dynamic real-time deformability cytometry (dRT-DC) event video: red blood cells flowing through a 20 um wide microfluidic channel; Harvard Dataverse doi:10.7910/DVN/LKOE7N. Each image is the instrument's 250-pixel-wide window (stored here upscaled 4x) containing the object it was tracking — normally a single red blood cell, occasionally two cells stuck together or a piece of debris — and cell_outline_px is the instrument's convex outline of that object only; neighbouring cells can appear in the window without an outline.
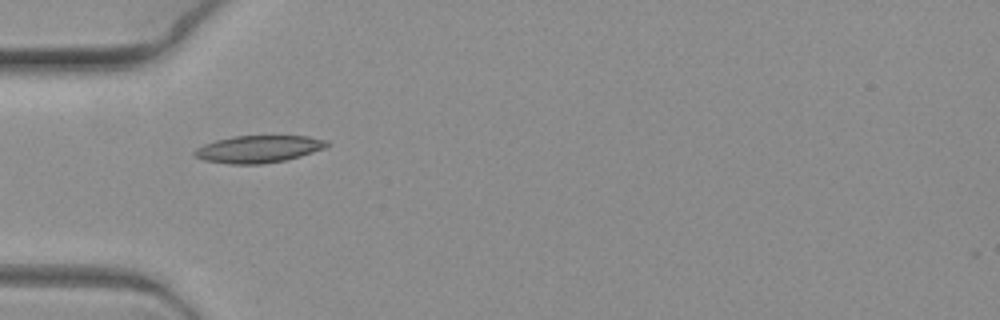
{"species": "common noctule bat (a hibernating species)", "species_latin": "Nyctalus noctula", "temperature_condition": "warm", "stored_images_in_passage": 2, "camera_frame_rate_fps": 3000, "um_per_image_px": 0.085, "animal": {"sex": "female", "body_mass_g": 19.3, "forearm_length_mm": 54.1}, "frame": {"image": 1, "passage_image": 1, "time_ms": 0.0, "image_size_px": [1000, 320], "cell_outline_px": [[332, 144], [324, 148], [300, 156], [284, 160], [260, 164], [228, 164], [204, 160], [196, 156], [192, 152], [196, 148], [204, 144], [216, 140], [232, 136], [308, 136], [328, 140]], "centroid_in_image_um": [21.98, 12.66], "position_along_channel_um": 63.0, "area_um2": 20.98}}
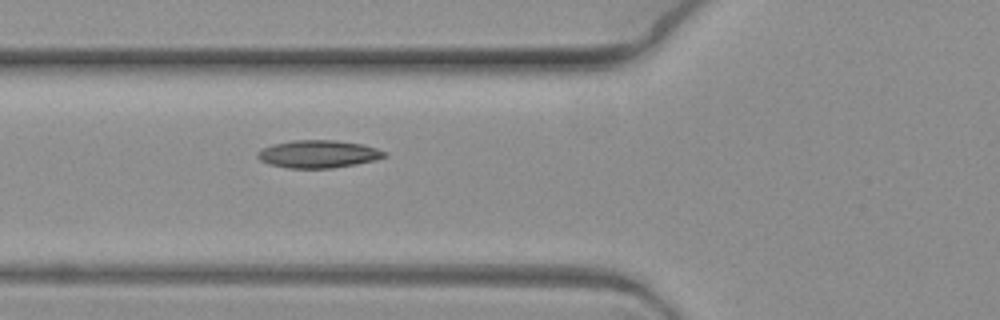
{"frame": {"image": 2, "passage_image": 2, "time_ms": 0.333, "image_size_px": [1000, 320], "cell_outline_px": [[388, 156], [376, 160], [356, 164], [332, 168], [288, 168], [268, 164], [260, 160], [256, 156], [256, 152], [260, 148], [272, 144], [292, 140], [336, 140], [364, 144], [388, 152]], "centroid_in_image_um": [27.05, 13.09], "position_along_channel_um": 98.8, "area_um2": 20.81}}